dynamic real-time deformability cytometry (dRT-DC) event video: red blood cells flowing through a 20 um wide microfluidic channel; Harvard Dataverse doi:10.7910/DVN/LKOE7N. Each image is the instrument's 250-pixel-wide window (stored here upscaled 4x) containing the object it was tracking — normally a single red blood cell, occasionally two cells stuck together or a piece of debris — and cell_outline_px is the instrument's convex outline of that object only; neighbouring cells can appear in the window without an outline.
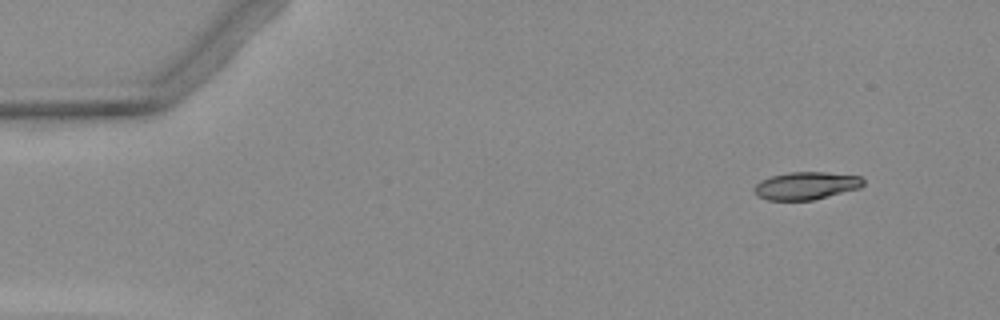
{"species": "Egyptian fruit bat (a non-hibernating species)", "species_latin": "Rousettus aegyptiacus", "temperature_condition": "warm", "stored_images_in_passage": 4, "camera_frame_rate_fps": 3000, "um_per_image_px": 0.085, "animal": {"sex": "female"}, "frame": {"image": 1, "passage_image": 1, "time_ms": 0.0, "image_size_px": [1000, 320], "cell_outline_px": [[864, 184], [860, 188], [812, 200], [768, 200], [756, 196], [752, 188], [760, 180], [772, 176], [788, 172], [824, 172], [860, 176], [864, 180]], "centroid_in_image_um": [68.48, 15.78], "position_along_channel_um": 16.5, "area_um2": 17.63}}